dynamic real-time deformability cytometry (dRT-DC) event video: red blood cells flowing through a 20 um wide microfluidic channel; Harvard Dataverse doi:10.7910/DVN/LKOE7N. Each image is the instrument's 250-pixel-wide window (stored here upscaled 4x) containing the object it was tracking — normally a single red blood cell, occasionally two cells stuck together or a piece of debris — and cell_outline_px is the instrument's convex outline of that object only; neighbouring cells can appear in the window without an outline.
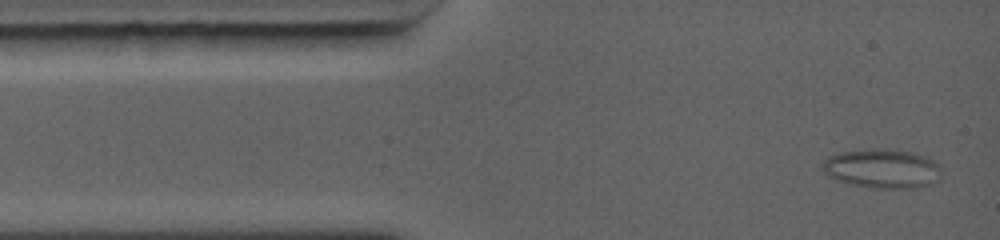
{"species": "common noctule bat (a hibernating species)", "species_latin": "Nyctalus noctula", "temperature_condition": "warm", "stored_images_in_passage": 7, "camera_frame_rate_fps": 5000, "um_per_image_px": 0.085, "animal": {"sex": "female", "body_mass_g": 19.0, "forearm_length_mm": 56.7}, "frame": {"image": 1, "passage_image": 1, "time_ms": 0.0, "image_size_px": [1000, 240], "cell_outline_px": [[940, 180], [932, 184], [916, 188], [872, 188], [848, 184], [836, 180], [828, 176], [820, 168], [820, 164], [824, 160], [840, 152], [876, 148], [896, 148], [928, 156], [940, 168]], "centroid_in_image_um": [74.99, 14.33], "position_along_channel_um": 10.0, "area_um2": 27.74}}
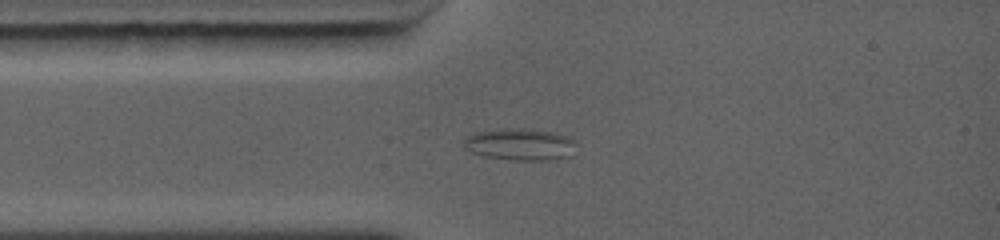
{"frame": {"image": 2, "passage_image": 6, "time_ms": 2.2, "image_size_px": [1000, 240], "cell_outline_px": [[572, 140], [564, 156], [548, 160], [516, 160], [488, 156], [472, 152], [464, 144], [464, 140], [468, 136], [480, 132], [552, 132], [568, 136]], "centroid_in_image_um": [44.14, 12.33], "position_along_channel_um": 40.9, "area_um2": 18.38}}